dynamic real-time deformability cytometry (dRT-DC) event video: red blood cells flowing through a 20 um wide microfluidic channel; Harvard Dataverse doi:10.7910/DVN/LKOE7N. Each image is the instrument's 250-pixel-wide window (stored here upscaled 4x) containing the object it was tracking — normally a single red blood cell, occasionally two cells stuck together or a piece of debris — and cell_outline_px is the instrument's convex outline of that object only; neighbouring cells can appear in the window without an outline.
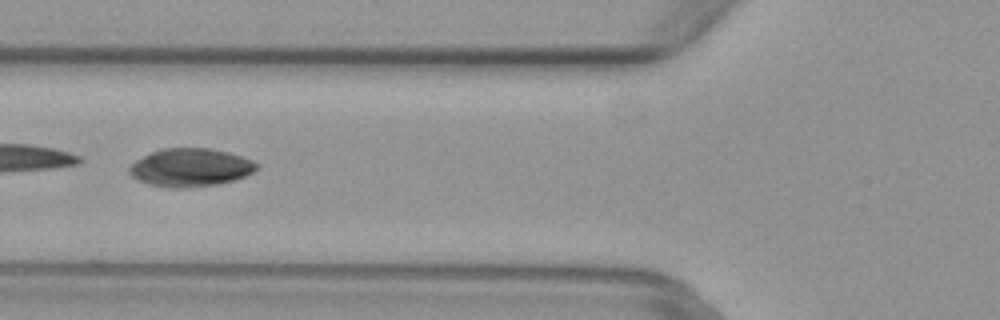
{"species": "common noctule bat (a hibernating species)", "species_latin": "Nyctalus noctula", "temperature_condition": "warm", "stored_images_in_passage": 3, "camera_frame_rate_fps": 3000, "um_per_image_px": 0.085, "animal": {"sex": "female", "body_mass_g": 29.2, "forearm_length_mm": 56.3}, "frame": {"image": 1, "passage_image": 3, "time_ms": 0.667, "image_size_px": [1000, 320], "cell_outline_px": [[260, 164], [252, 172], [236, 180], [220, 184], [192, 188], [168, 188], [148, 184], [132, 176], [128, 172], [128, 168], [136, 160], [160, 148], [208, 148], [228, 152], [244, 156]], "centroid_in_image_um": [16.21, 14.25], "position_along_channel_um": 109.6, "area_um2": 28.55}}